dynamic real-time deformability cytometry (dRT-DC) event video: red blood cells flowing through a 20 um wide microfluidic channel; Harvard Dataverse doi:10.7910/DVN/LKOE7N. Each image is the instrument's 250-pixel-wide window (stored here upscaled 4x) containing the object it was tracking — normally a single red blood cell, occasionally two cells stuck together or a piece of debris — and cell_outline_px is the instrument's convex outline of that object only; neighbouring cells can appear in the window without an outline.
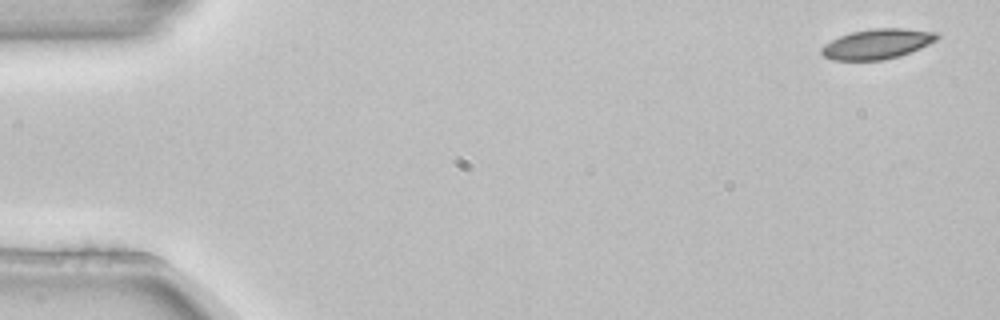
{"species": "common noctule bat (a hibernating species)", "species_latin": "Nyctalus noctula", "temperature_condition": "room temperature", "stored_images_in_passage": 5, "camera_frame_rate_fps": 3000, "um_per_image_px": 0.085, "animal": {"sex": "female", "body_mass_g": 22.7, "forearm_length_mm": 54.2}, "frame": {"image": 1, "passage_image": 1, "time_ms": 0.0, "image_size_px": [1000, 320], "cell_outline_px": [[940, 36], [936, 40], [920, 48], [900, 56], [884, 60], [832, 60], [824, 56], [820, 52], [820, 48], [824, 44], [840, 36], [852, 32], [872, 28], [904, 28], [940, 32]], "centroid_in_image_um": [74.58, 3.73], "position_along_channel_um": 10.4, "area_um2": 20.35}}
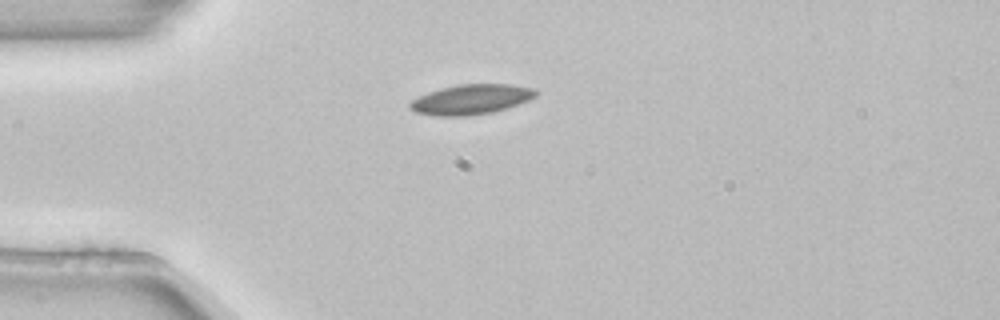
{"frame": {"image": 2, "passage_image": 4, "time_ms": 1.0, "image_size_px": [1000, 320], "cell_outline_px": [[540, 92], [536, 96], [528, 100], [492, 112], [468, 116], [436, 116], [416, 112], [408, 108], [408, 104], [412, 100], [428, 92], [440, 88], [460, 84], [512, 84], [536, 88]], "centroid_in_image_um": [40.05, 8.44], "position_along_channel_um": 45.0, "area_um2": 22.02}}
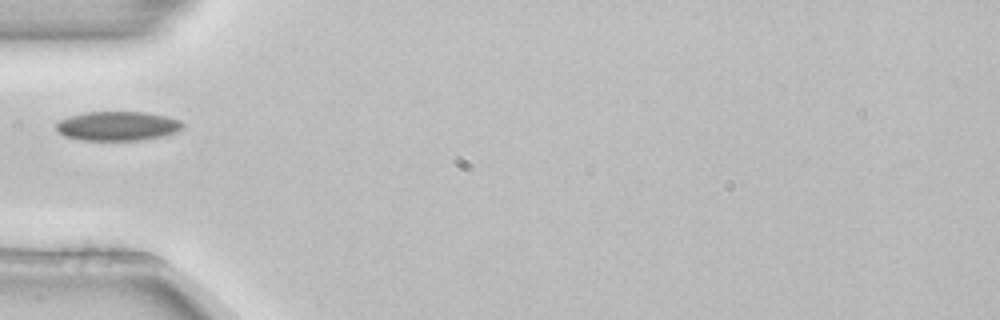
{"frame": {"image": 3, "passage_image": 5, "time_ms": 1.333, "image_size_px": [1000, 320], "cell_outline_px": [[184, 128], [176, 132], [160, 136], [140, 140], [80, 140], [64, 136], [56, 128], [56, 124], [60, 120], [84, 112], [144, 112], [164, 116], [180, 120], [184, 124]], "centroid_in_image_um": [10.0, 10.71], "position_along_channel_um": 75.0, "area_um2": 21.39}}